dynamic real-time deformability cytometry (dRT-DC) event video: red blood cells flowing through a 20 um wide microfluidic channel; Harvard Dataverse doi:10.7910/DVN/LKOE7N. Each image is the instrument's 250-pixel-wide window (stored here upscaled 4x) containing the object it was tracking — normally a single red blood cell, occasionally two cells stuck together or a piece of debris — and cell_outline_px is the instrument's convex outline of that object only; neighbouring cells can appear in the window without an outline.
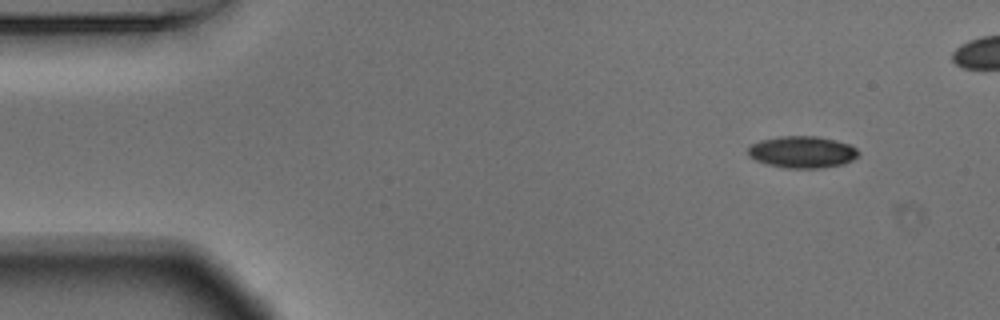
{"species": "Egyptian fruit bat (a non-hibernating species)", "species_latin": "Rousettus aegyptiacus", "temperature_condition": "warm", "stored_images_in_passage": 45, "camera_frame_rate_fps": 3000, "um_per_image_px": 0.085, "animal": {"sex": "male"}, "frame": {"image": 1, "passage_image": 1, "time_ms": 0.0, "image_size_px": [1000, 320], "cell_outline_px": [[860, 156], [844, 164], [820, 168], [788, 168], [768, 164], [756, 160], [748, 156], [748, 148], [752, 144], [760, 140], [780, 136], [816, 136], [836, 140], [848, 144], [856, 148], [860, 152]], "centroid_in_image_um": [68.22, 12.92], "position_along_channel_um": 16.8, "area_um2": 20.52}}
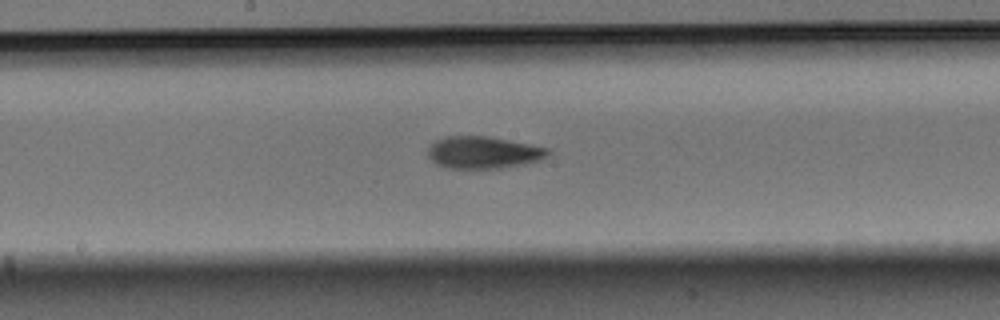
{"frame": {"image": 2, "passage_image": 24, "time_ms": 7.667, "image_size_px": [1000, 320], "cell_outline_px": [[552, 152], [548, 156], [536, 160], [520, 164], [500, 168], [448, 168], [436, 164], [428, 156], [428, 148], [436, 140], [444, 136], [488, 136], [548, 148]], "centroid_in_image_um": [41.05, 12.95], "position_along_channel_um": 207.2, "area_um2": 22.2}}
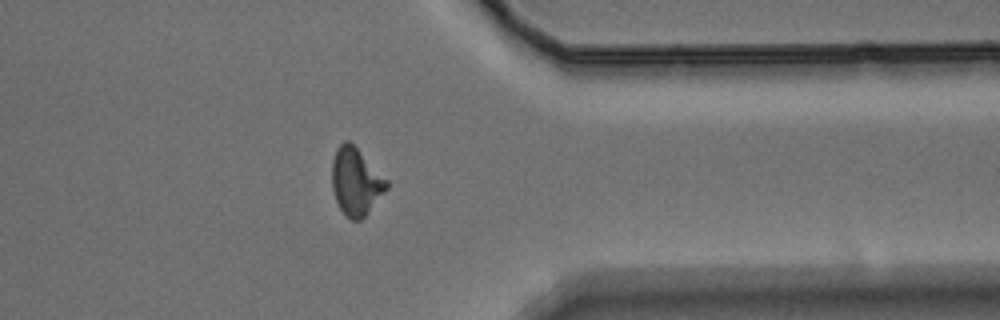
{"frame": {"image": 3, "passage_image": 39, "time_ms": 12.667, "image_size_px": [1000, 320], "cell_outline_px": [[388, 188], [368, 212], [360, 220], [352, 220], [344, 216], [336, 200], [332, 188], [332, 160], [336, 148], [344, 140], [348, 140], [388, 180]], "centroid_in_image_um": [30.23, 15.45], "position_along_channel_um": 381.2, "area_um2": 21.27}}